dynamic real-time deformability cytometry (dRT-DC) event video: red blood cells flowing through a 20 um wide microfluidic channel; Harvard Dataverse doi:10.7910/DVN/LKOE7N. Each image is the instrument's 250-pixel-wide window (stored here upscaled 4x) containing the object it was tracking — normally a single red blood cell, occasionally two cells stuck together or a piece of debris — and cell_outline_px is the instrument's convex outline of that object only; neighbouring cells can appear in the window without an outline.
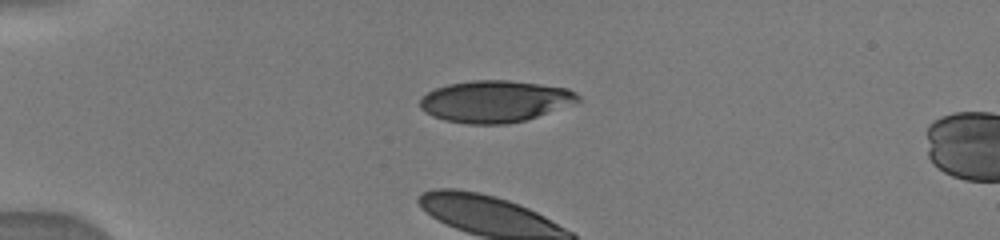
{"species": "human", "species_latin": "Homo sapiens", "temperature_condition": "warm", "stored_images_in_passage": 10, "camera_frame_rate_fps": 3000, "um_per_image_px": 0.085, "donor": {"sex": "male"}, "frame": {"image": 1, "passage_image": 4, "time_ms": 2.667, "image_size_px": [1000, 240], "cell_outline_px": [[580, 100], [536, 116], [524, 120], [508, 124], [468, 124], [444, 120], [432, 116], [420, 108], [420, 100], [428, 92], [436, 88], [448, 84], [472, 80], [508, 80], [540, 84], [568, 88], [576, 92], [580, 96]], "centroid_in_image_um": [42.04, 8.61], "position_along_channel_um": 43.0, "area_um2": 38.09}}